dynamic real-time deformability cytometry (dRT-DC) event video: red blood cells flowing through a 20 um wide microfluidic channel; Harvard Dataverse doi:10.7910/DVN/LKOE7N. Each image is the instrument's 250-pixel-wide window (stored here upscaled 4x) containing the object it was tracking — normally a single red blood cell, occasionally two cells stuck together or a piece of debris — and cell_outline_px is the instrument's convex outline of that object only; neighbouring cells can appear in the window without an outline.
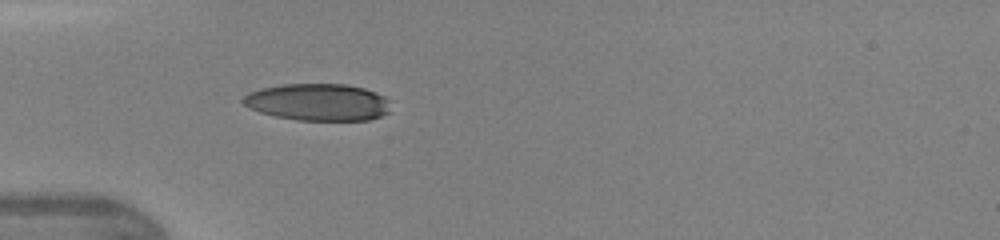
{"species": "human", "species_latin": "Homo sapiens", "temperature_condition": "warm", "stored_images_in_passage": 42, "camera_frame_rate_fps": 3000, "um_per_image_px": 0.085, "donor": {"sex": "female"}, "frame": {"image": 1, "passage_image": 13, "time_ms": 4.0, "image_size_px": [1000, 240], "cell_outline_px": [[388, 112], [380, 116], [368, 120], [296, 120], [276, 116], [260, 112], [248, 108], [240, 100], [248, 92], [260, 88], [284, 84], [344, 84], [364, 88], [376, 92], [384, 96], [388, 100]], "centroid_in_image_um": [26.99, 8.68], "position_along_channel_um": 58.0, "area_um2": 31.85}}
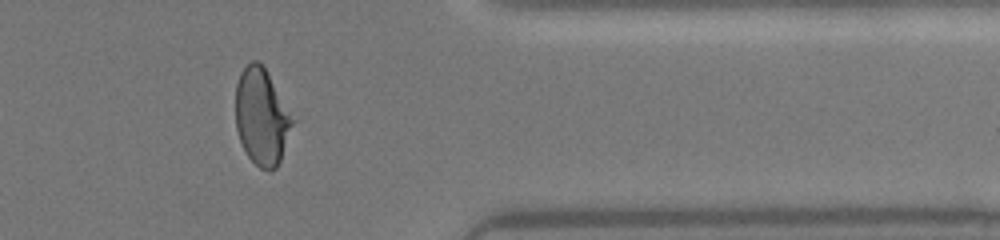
{"frame": {"image": 2, "passage_image": 36, "time_ms": 11.667, "image_size_px": [1000, 240], "cell_outline_px": [[296, 120], [280, 160], [276, 168], [272, 172], [260, 168], [248, 156], [240, 140], [236, 128], [236, 84], [240, 72], [252, 60], [256, 60], [264, 68]], "centroid_in_image_um": [22.26, 9.95], "position_along_channel_um": 389.1, "area_um2": 31.91}}